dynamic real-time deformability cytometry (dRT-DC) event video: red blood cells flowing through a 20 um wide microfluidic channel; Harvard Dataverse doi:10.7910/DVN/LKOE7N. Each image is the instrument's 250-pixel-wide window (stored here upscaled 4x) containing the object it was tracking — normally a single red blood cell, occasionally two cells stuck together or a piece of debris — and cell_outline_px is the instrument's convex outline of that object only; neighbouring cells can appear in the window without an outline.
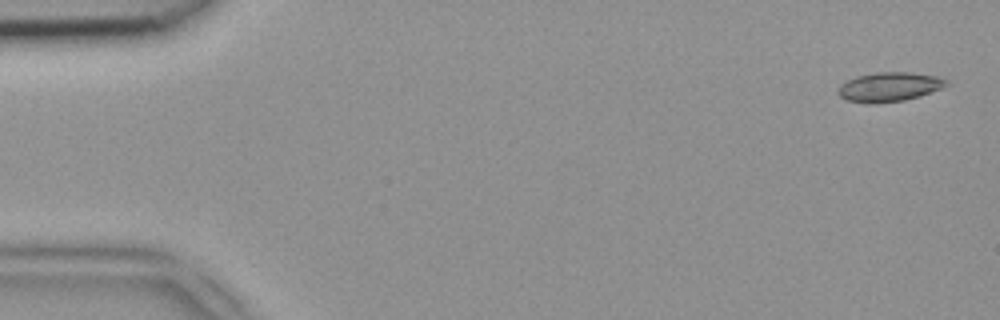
{"species": "common noctule bat (a hibernating species)", "species_latin": "Nyctalus noctula", "temperature_condition": "room temperature", "stored_images_in_passage": 49, "camera_frame_rate_fps": 3000, "um_per_image_px": 0.085, "animal": {"sex": "female", "body_mass_g": 18.4}, "frame": {"image": 1, "passage_image": 2, "time_ms": 0.333, "image_size_px": [1000, 320], "cell_outline_px": [[948, 84], [940, 88], [920, 96], [904, 100], [872, 104], [868, 104], [848, 100], [840, 96], [836, 92], [840, 84], [856, 76], [876, 72], [908, 72], [936, 76], [948, 80]], "centroid_in_image_um": [75.55, 7.39], "position_along_channel_um": 9.5, "area_um2": 18.44}}
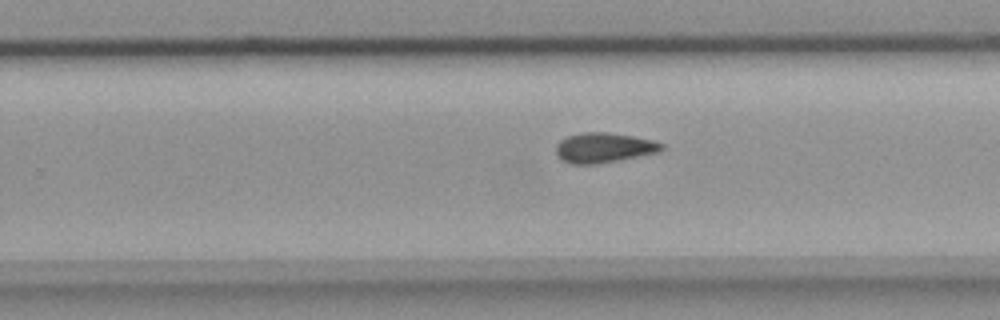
{"frame": {"image": 2, "passage_image": 31, "time_ms": 10.0, "image_size_px": [1000, 320], "cell_outline_px": [[664, 148], [660, 152], [620, 160], [596, 164], [572, 164], [560, 160], [556, 152], [556, 144], [560, 140], [568, 136], [580, 132], [604, 132], [632, 136], [652, 140], [664, 144]], "centroid_in_image_um": [51.31, 12.56], "position_along_channel_um": 278.5, "area_um2": 18.55}}
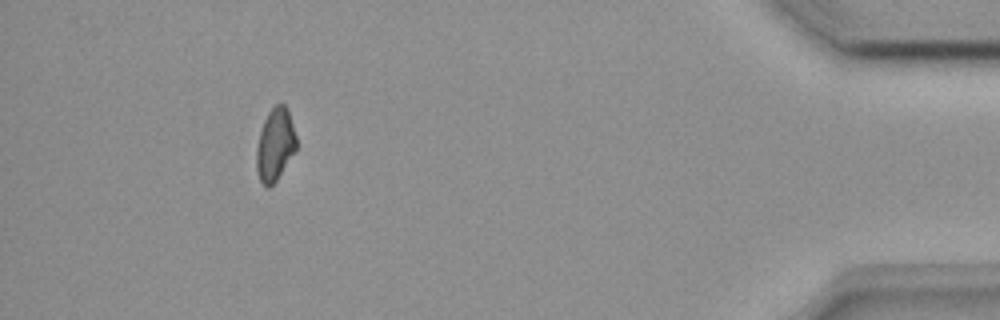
{"frame": {"image": 3, "passage_image": 45, "time_ms": 14.667, "image_size_px": [1000, 320], "cell_outline_px": [[296, 148], [276, 180], [268, 188], [260, 180], [256, 168], [256, 148], [260, 132], [264, 120], [268, 112], [276, 104], [284, 104], [288, 108], [296, 136]], "centroid_in_image_um": [23.37, 12.26], "position_along_channel_um": 411.8, "area_um2": 16.59}}